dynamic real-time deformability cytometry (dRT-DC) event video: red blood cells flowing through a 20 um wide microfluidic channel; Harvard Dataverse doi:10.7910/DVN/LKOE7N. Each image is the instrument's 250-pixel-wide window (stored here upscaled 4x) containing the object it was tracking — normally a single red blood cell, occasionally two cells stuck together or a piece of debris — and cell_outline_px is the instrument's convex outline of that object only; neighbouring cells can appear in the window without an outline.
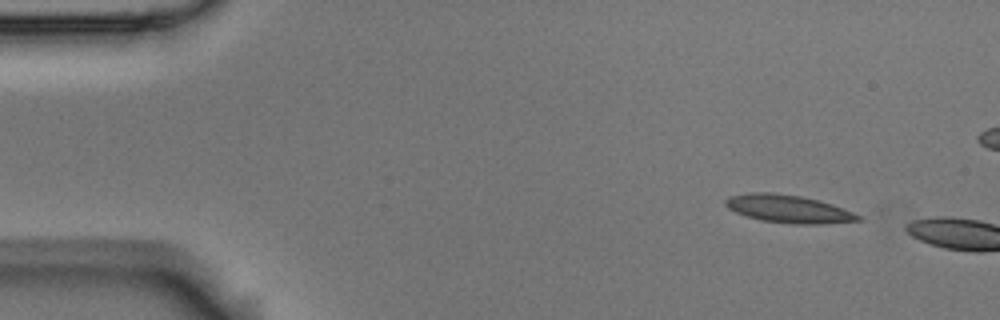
{"species": "Egyptian fruit bat (a non-hibernating species)", "species_latin": "Rousettus aegyptiacus", "temperature_condition": "room temperature", "stored_images_in_passage": 3, "camera_frame_rate_fps": 3000, "um_per_image_px": 0.085, "animal": {"sex": "male"}, "frame": {"image": 1, "passage_image": 1, "time_ms": 0.0, "image_size_px": [1000, 320], "cell_outline_px": [[864, 220], [820, 224], [792, 224], [760, 220], [736, 212], [728, 208], [724, 204], [724, 200], [732, 196], [752, 192], [772, 192], [800, 196], [832, 204], [864, 216]], "centroid_in_image_um": [67.06, 17.76], "position_along_channel_um": 17.9, "area_um2": 21.5}}